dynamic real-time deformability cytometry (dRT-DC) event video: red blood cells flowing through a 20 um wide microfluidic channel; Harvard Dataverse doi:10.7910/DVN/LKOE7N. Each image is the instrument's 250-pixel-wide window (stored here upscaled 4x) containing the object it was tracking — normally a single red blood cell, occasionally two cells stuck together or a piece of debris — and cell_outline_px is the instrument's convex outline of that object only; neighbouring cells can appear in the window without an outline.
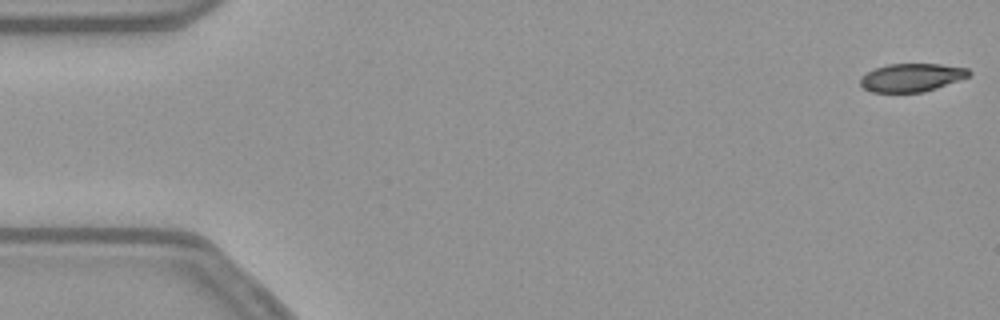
{"species": "common noctule bat (a hibernating species)", "species_latin": "Nyctalus noctula", "temperature_condition": "warm", "stored_images_in_passage": 50, "camera_frame_rate_fps": 3000, "um_per_image_px": 0.085, "animal": {"sex": "female", "body_mass_g": 21.9}, "frame": {"image": 1, "passage_image": 1, "time_ms": 0.0, "image_size_px": [1000, 320], "cell_outline_px": [[972, 72], [968, 76], [936, 88], [924, 92], [872, 92], [864, 88], [860, 84], [860, 76], [876, 68], [888, 64], [940, 64], [968, 68]], "centroid_in_image_um": [77.47, 6.58], "position_along_channel_um": 7.5, "area_um2": 17.69}}
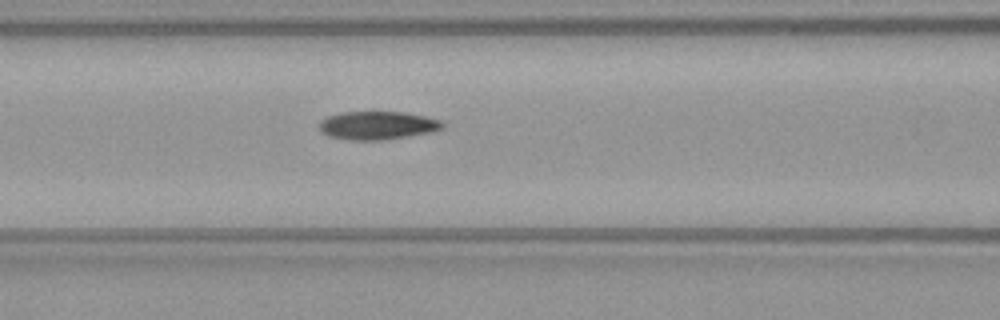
{"frame": {"image": 2, "passage_image": 22, "time_ms": 7.0, "image_size_px": [1000, 320], "cell_outline_px": [[444, 128], [432, 132], [384, 140], [348, 140], [328, 136], [320, 132], [320, 120], [328, 116], [340, 112], [404, 112], [424, 116], [440, 120], [444, 124]], "centroid_in_image_um": [32.07, 10.66], "position_along_channel_um": 134.5, "area_um2": 20.4}}
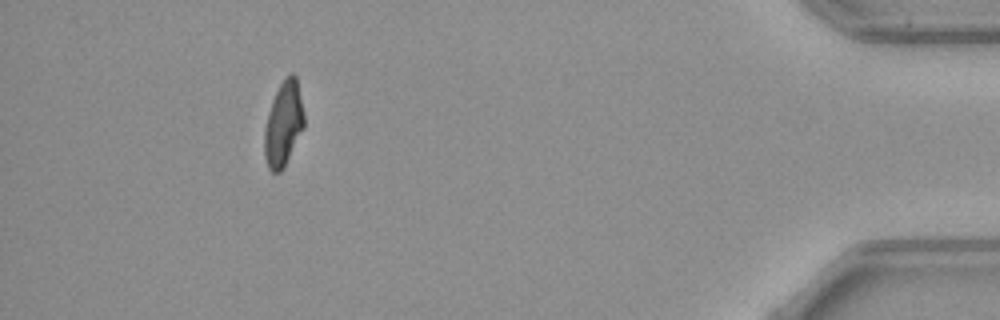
{"frame": {"image": 3, "passage_image": 49, "time_ms": 16.0, "image_size_px": [1000, 320], "cell_outline_px": [[304, 128], [284, 168], [280, 172], [272, 172], [268, 168], [264, 156], [264, 128], [268, 112], [272, 100], [284, 76], [292, 72], [296, 76], [304, 112]], "centroid_in_image_um": [24.09, 10.54], "position_along_channel_um": 411.1, "area_um2": 19.83}}